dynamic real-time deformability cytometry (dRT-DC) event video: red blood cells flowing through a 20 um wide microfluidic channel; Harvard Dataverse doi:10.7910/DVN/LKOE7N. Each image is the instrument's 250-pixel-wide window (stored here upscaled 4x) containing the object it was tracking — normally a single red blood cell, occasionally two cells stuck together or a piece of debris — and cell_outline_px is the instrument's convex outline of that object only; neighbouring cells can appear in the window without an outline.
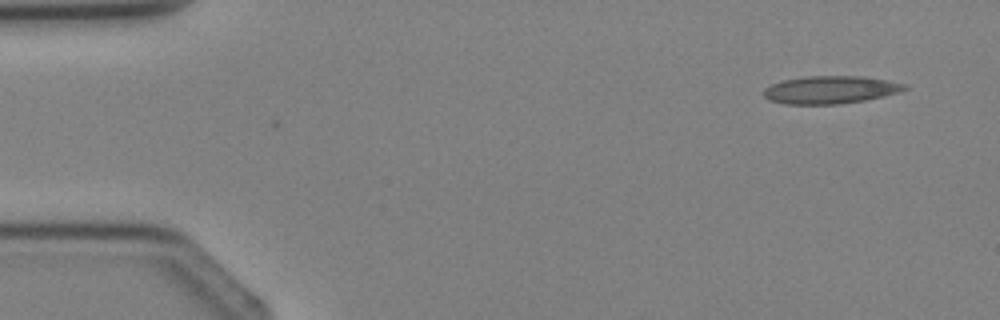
{"species": "Egyptian fruit bat (a non-hibernating species)", "species_latin": "Rousettus aegyptiacus", "temperature_condition": "cold", "stored_images_in_passage": 3, "camera_frame_rate_fps": 3000, "um_per_image_px": 0.085, "animal": {"sex": "female"}, "frame": {"image": 1, "passage_image": 1, "time_ms": 0.0, "image_size_px": [1000, 320], "cell_outline_px": [[908, 88], [900, 92], [884, 96], [864, 100], [840, 104], [784, 104], [768, 100], [764, 96], [764, 88], [780, 80], [804, 76], [864, 76], [908, 84]], "centroid_in_image_um": [70.58, 7.62], "position_along_channel_um": 14.4, "area_um2": 23.0}}
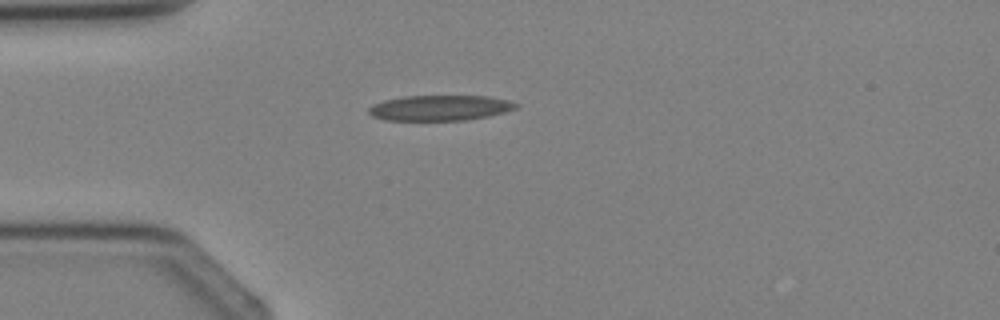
{"frame": {"image": 2, "passage_image": 3, "time_ms": 2.333, "image_size_px": [1000, 320], "cell_outline_px": [[520, 104], [516, 108], [504, 112], [488, 116], [468, 120], [384, 120], [372, 116], [368, 112], [368, 108], [372, 104], [384, 100], [404, 96], [488, 96], [508, 100]], "centroid_in_image_um": [37.38, 9.17], "position_along_channel_um": 47.6, "area_um2": 21.85}}